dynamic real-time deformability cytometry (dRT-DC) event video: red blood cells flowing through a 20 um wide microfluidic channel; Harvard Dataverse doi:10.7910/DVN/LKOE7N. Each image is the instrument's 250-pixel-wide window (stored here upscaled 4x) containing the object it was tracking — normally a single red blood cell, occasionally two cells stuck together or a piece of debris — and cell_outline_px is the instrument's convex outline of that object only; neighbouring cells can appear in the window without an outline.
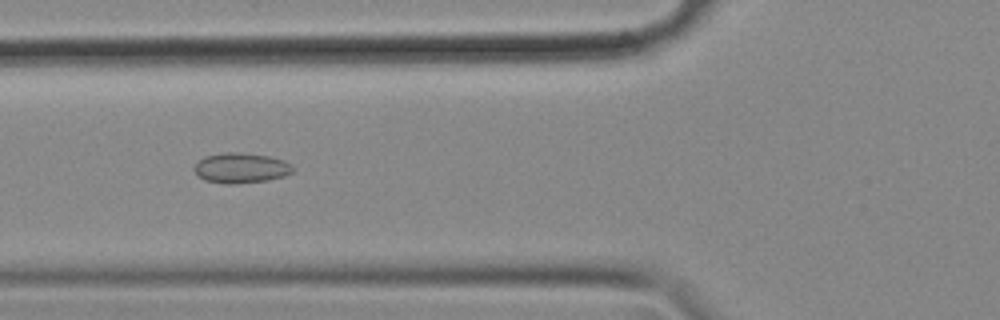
{"species": "common noctule bat (a hibernating species)", "species_latin": "Nyctalus noctula", "temperature_condition": "cold", "stored_images_in_passage": 43, "camera_frame_rate_fps": 3000, "um_per_image_px": 0.085, "animal": {"sex": "female", "body_mass_g": 18.4}, "frame": {"image": 1, "passage_image": 8, "time_ms": 2.333, "image_size_px": [1000, 320], "cell_outline_px": [[292, 172], [284, 176], [268, 180], [236, 184], [224, 184], [204, 180], [192, 168], [204, 156], [224, 152], [240, 152], [268, 156], [284, 160], [292, 168]], "centroid_in_image_um": [20.45, 14.28], "position_along_channel_um": 105.4, "area_um2": 17.28}}
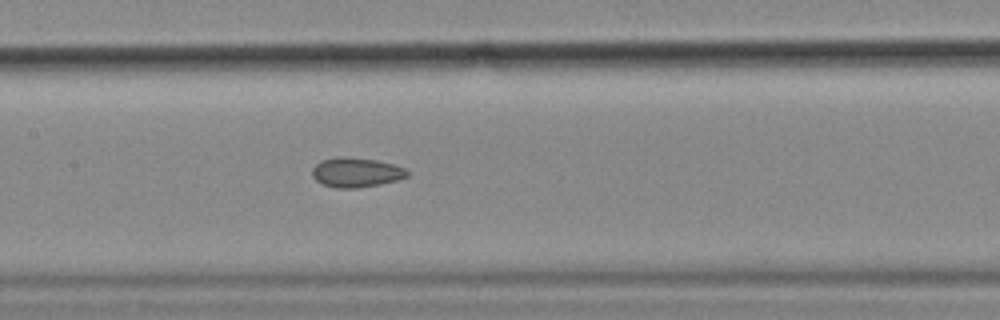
{"frame": {"image": 2, "passage_image": 14, "time_ms": 4.333, "image_size_px": [1000, 320], "cell_outline_px": [[408, 176], [396, 180], [380, 184], [356, 188], [336, 188], [324, 184], [316, 180], [312, 176], [312, 168], [320, 160], [344, 156], [376, 160], [392, 164], [404, 168], [408, 172]], "centroid_in_image_um": [30.24, 14.65], "position_along_channel_um": 177.2, "area_um2": 16.24}}
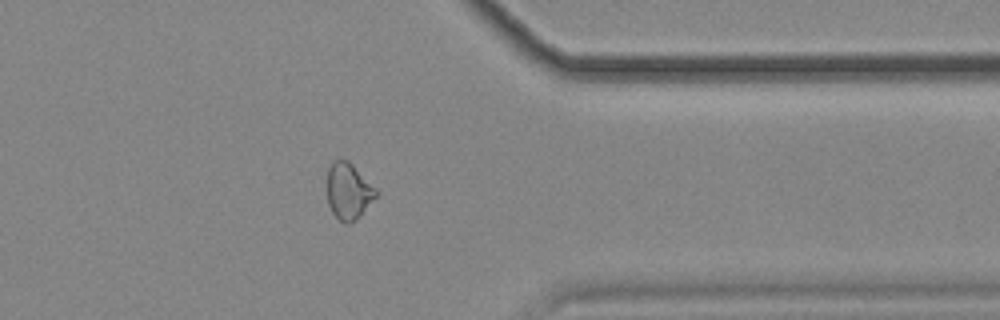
{"frame": {"image": 3, "passage_image": 32, "time_ms": 10.333, "image_size_px": [1000, 320], "cell_outline_px": [[380, 192], [356, 220], [348, 224], [344, 224], [332, 212], [328, 204], [328, 168], [332, 160], [348, 160]], "centroid_in_image_um": [29.63, 16.25], "position_along_channel_um": 381.8, "area_um2": 16.01}, "authors_computed_cell_mechanics": {"area_um2": 16.2996, "velocity_mm_per_s": 3.5852, "shape_relaxation_time_tau1_ms": null, "shape_relaxation_time_tau2_ms": 3.8704, "deformation_change_tau1": null, "deformation_change_tau2": 0.0939}}